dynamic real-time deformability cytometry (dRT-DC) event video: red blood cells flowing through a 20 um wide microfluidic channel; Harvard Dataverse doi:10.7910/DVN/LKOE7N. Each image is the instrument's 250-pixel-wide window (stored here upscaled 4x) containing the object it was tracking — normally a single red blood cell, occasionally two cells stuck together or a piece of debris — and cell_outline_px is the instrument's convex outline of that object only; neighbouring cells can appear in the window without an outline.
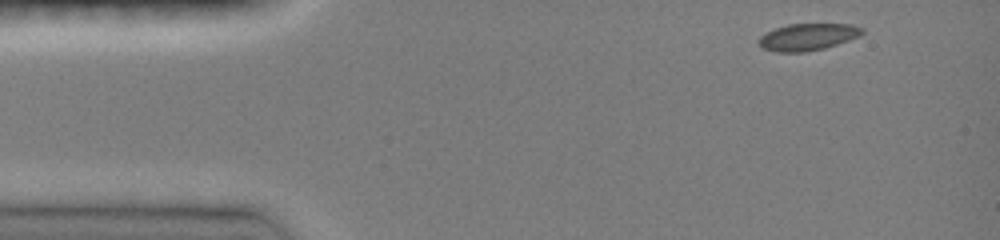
{"species": "common noctule bat (a hibernating species)", "species_latin": "Nyctalus noctula", "temperature_condition": "room temperature", "stored_images_in_passage": 40, "camera_frame_rate_fps": 3000, "um_per_image_px": 0.085, "animal": {"sex": "female", "body_mass_g": 19.0, "forearm_length_mm": 51.5}, "frame": {"image": 1, "passage_image": 1, "time_ms": 0.0, "image_size_px": [1000, 240], "cell_outline_px": [[864, 32], [860, 36], [824, 48], [804, 52], [776, 52], [760, 48], [760, 36], [776, 28], [788, 24], [852, 24], [864, 28]], "centroid_in_image_um": [68.68, 3.14], "position_along_channel_um": 16.3, "area_um2": 16.13}}
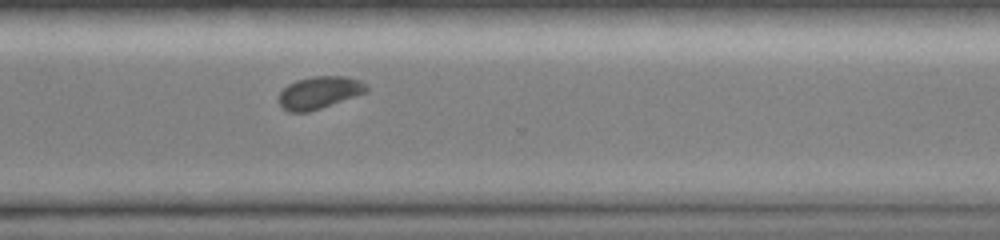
{"frame": {"image": 2, "passage_image": 31, "time_ms": 10.0, "image_size_px": [1000, 240], "cell_outline_px": [[368, 92], [308, 112], [288, 112], [280, 108], [276, 100], [280, 92], [288, 84], [296, 80], [312, 76], [348, 76], [360, 80], [368, 88]], "centroid_in_image_um": [27.09, 7.87], "position_along_channel_um": 343.5, "area_um2": 16.76}}
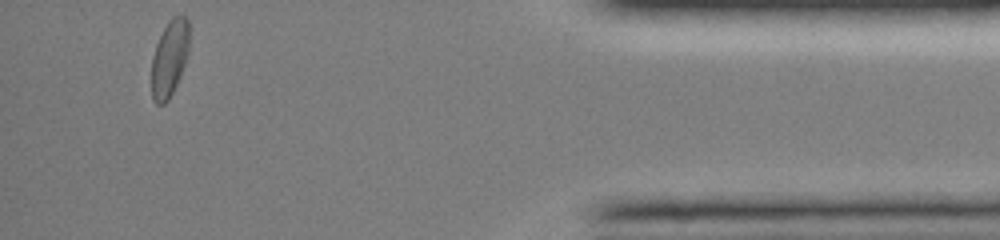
{"frame": {"image": 3, "passage_image": 40, "time_ms": 13.0, "image_size_px": [1000, 240], "cell_outline_px": [[188, 52], [180, 76], [168, 100], [164, 104], [156, 104], [152, 100], [152, 56], [156, 44], [168, 20], [172, 16], [180, 12], [188, 16]], "centroid_in_image_um": [14.41, 4.9], "position_along_channel_um": 420.8, "area_um2": 16.88}, "authors_computed_cell_mechanics": {"area_um2": 16.6464, "velocity_mm_per_s": 4.0951, "shape_relaxation_time_tau1_ms": 2.3071, "shape_relaxation_time_tau2_ms": null, "deformation_change_tau1": 0.1145, "deformation_change_tau2": null}}